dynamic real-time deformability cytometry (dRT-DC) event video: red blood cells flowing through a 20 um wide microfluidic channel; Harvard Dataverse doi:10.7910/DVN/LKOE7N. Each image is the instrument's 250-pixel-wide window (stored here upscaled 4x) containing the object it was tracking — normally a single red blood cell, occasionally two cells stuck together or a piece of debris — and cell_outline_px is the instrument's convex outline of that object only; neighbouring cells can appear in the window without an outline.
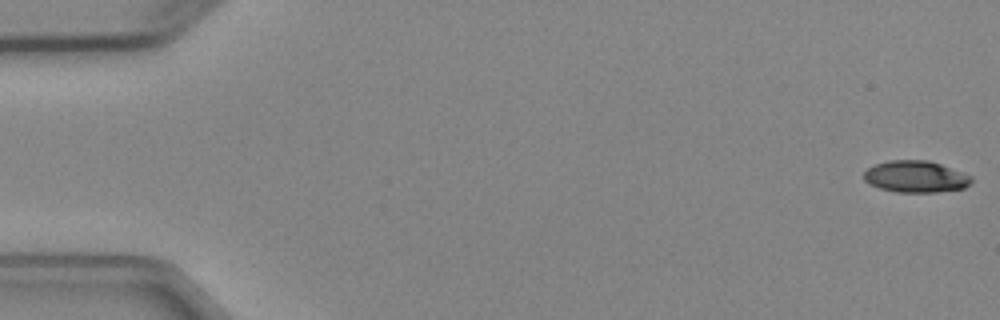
{"species": "Egyptian fruit bat (a non-hibernating species)", "species_latin": "Rousettus aegyptiacus", "temperature_condition": "cold", "stored_images_in_passage": 5, "camera_frame_rate_fps": 3000, "um_per_image_px": 0.085, "animal": {"sex": "female"}, "frame": {"image": 1, "passage_image": 1, "time_ms": 0.0, "image_size_px": [1000, 320], "cell_outline_px": [[972, 184], [964, 188], [936, 192], [896, 192], [880, 188], [868, 184], [864, 180], [864, 172], [868, 168], [876, 164], [888, 160], [928, 160], [940, 164], [972, 176]], "centroid_in_image_um": [77.83, 15.02], "position_along_channel_um": 7.2, "area_um2": 19.88}}